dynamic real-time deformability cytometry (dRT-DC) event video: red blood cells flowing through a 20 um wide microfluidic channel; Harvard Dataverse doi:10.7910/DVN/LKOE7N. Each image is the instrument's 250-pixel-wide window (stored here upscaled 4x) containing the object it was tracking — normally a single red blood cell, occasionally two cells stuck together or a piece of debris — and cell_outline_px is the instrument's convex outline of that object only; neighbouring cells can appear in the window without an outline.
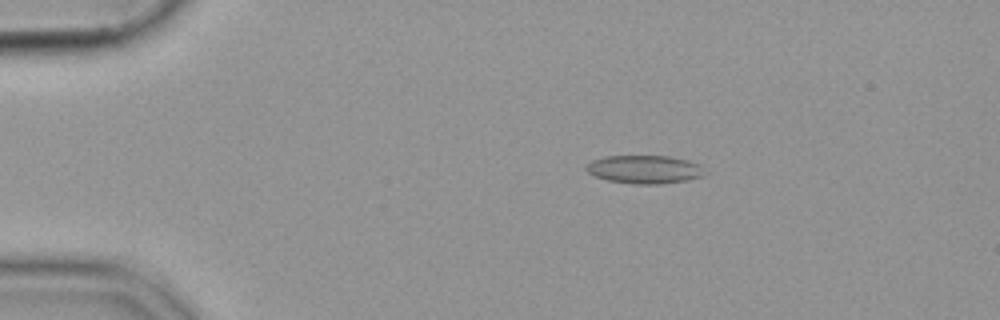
{"species": "common noctule bat (a hibernating species)", "species_latin": "Nyctalus noctula", "temperature_condition": "cold", "stored_images_in_passage": 54, "camera_frame_rate_fps": 3000, "um_per_image_px": 0.085, "animal": {"sex": "female", "body_mass_g": 19.9}, "frame": {"image": 1, "passage_image": 9, "time_ms": 2.667, "image_size_px": [1000, 320], "cell_outline_px": [[704, 176], [688, 180], [660, 184], [636, 184], [608, 180], [596, 176], [588, 172], [584, 168], [592, 160], [608, 156], [668, 156], [688, 160], [700, 164]], "centroid_in_image_um": [54.79, 14.4], "position_along_channel_um": 30.2, "area_um2": 19.36}}
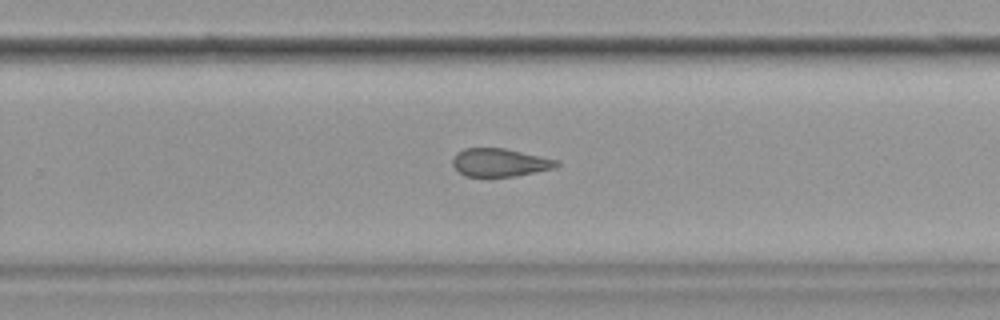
{"frame": {"image": 2, "passage_image": 35, "time_ms": 11.333, "image_size_px": [1000, 320], "cell_outline_px": [[560, 164], [552, 168], [516, 176], [464, 176], [452, 164], [452, 160], [456, 152], [464, 148], [504, 148], [560, 160]], "centroid_in_image_um": [42.47, 13.8], "position_along_channel_um": 287.3, "area_um2": 16.94}}
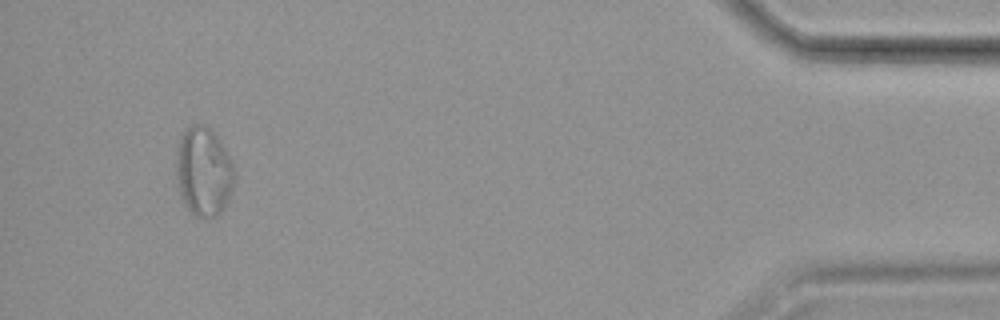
{"frame": {"image": 3, "passage_image": 51, "time_ms": 16.667, "image_size_px": [1000, 320], "cell_outline_px": [[236, 176], [232, 188], [220, 212], [216, 216], [208, 220], [196, 216], [184, 204], [180, 196], [176, 176], [176, 152], [180, 136], [184, 128], [192, 124], [204, 124], [216, 136], [232, 160], [236, 172]], "centroid_in_image_um": [17.29, 14.58], "position_along_channel_um": 417.9, "area_um2": 30.46}}